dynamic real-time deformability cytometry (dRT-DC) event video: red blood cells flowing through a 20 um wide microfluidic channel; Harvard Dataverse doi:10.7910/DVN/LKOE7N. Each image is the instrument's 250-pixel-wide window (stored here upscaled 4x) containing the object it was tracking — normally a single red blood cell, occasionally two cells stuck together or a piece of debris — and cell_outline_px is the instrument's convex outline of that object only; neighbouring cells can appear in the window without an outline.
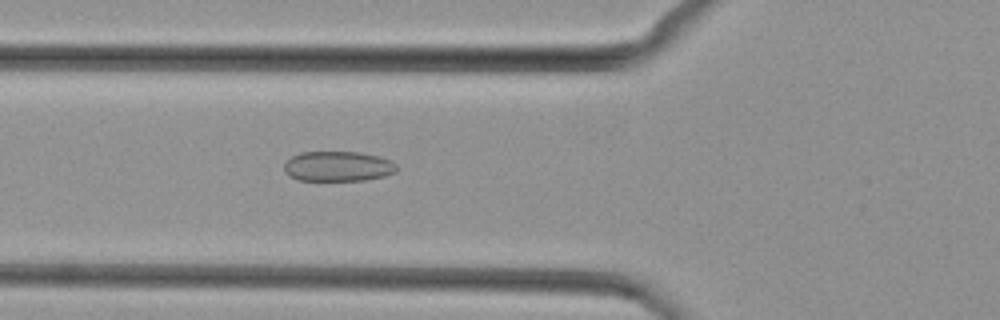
{"species": "common noctule bat (a hibernating species)", "species_latin": "Nyctalus noctula", "temperature_condition": "cold", "stored_images_in_passage": 27, "camera_frame_rate_fps": 3000, "um_per_image_px": 0.085, "animal": {"sex": "female", "body_mass_g": 29.2, "forearm_length_mm": 56.3}, "frame": {"image": 1, "passage_image": 8, "time_ms": 2.333, "image_size_px": [1000, 320], "cell_outline_px": [[396, 172], [384, 176], [364, 180], [296, 180], [288, 176], [284, 172], [284, 164], [292, 156], [300, 152], [360, 152], [380, 156], [396, 164]], "centroid_in_image_um": [28.69, 14.14], "position_along_channel_um": 97.1, "area_um2": 19.77}}
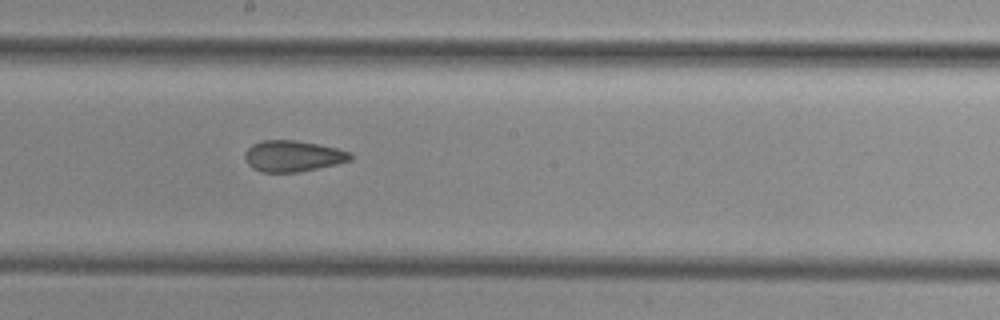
{"frame": {"image": 2, "passage_image": 17, "time_ms": 5.333, "image_size_px": [1000, 320], "cell_outline_px": [[352, 160], [336, 164], [296, 172], [260, 172], [252, 168], [248, 164], [244, 156], [244, 152], [252, 144], [264, 140], [292, 140], [316, 144], [336, 148], [352, 152]], "centroid_in_image_um": [24.87, 13.27], "position_along_channel_um": 223.3, "area_um2": 19.02}}
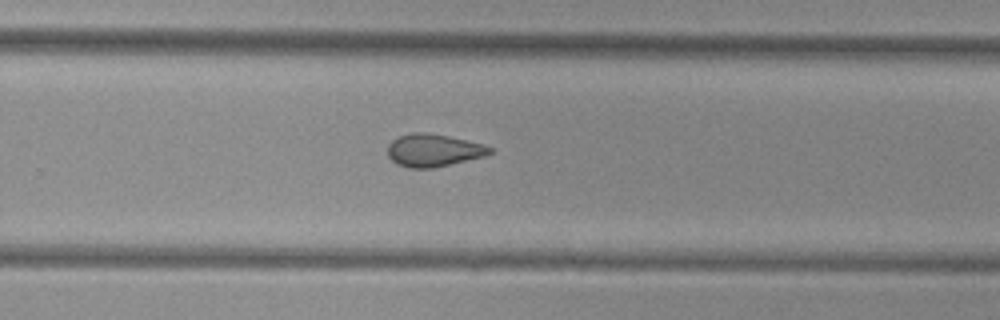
{"frame": {"image": 3, "passage_image": 22, "time_ms": 7.0, "image_size_px": [1000, 320], "cell_outline_px": [[492, 152], [484, 156], [432, 168], [408, 168], [396, 164], [388, 156], [388, 144], [392, 140], [400, 136], [412, 132], [428, 132], [448, 136], [484, 144], [492, 148]], "centroid_in_image_um": [36.82, 12.77], "position_along_channel_um": 293.0, "area_um2": 19.36}}